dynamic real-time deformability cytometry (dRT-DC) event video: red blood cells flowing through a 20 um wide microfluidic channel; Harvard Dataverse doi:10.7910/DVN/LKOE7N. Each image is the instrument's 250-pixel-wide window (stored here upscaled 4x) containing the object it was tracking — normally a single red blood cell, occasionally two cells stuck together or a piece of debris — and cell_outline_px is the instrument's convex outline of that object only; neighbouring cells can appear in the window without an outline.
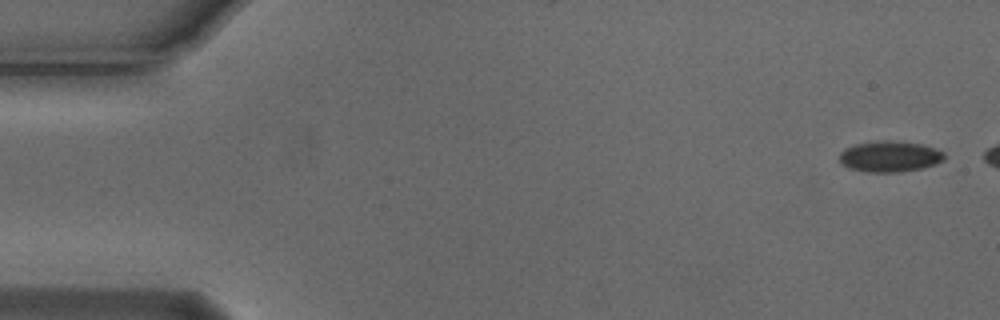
{"species": "Egyptian fruit bat (a non-hibernating species)", "species_latin": "Rousettus aegyptiacus", "temperature_condition": "cold", "stored_images_in_passage": 6, "camera_frame_rate_fps": 3000, "um_per_image_px": 0.085, "animal": {"sex": "male"}, "frame": {"image": 1, "passage_image": 1, "time_ms": 0.0, "image_size_px": [1000, 320], "cell_outline_px": [[944, 160], [936, 164], [920, 168], [896, 172], [868, 172], [848, 168], [840, 164], [840, 152], [844, 148], [856, 144], [880, 140], [888, 140], [920, 144], [936, 148], [944, 152]], "centroid_in_image_um": [75.6, 13.3], "position_along_channel_um": 9.4, "area_um2": 18.9}}
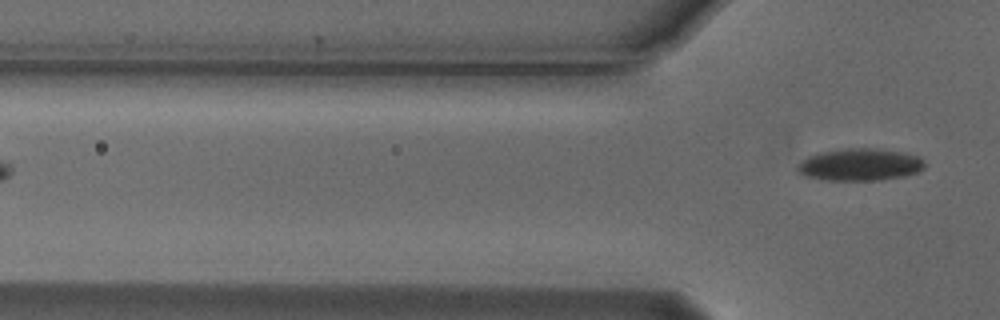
{"frame": {"image": 2, "passage_image": 6, "time_ms": 1.667, "image_size_px": [1000, 320], "cell_outline_px": [[924, 168], [916, 172], [904, 176], [876, 180], [820, 180], [804, 176], [796, 168], [808, 156], [816, 152], [848, 148], [872, 148], [900, 152], [916, 156], [924, 160]], "centroid_in_image_um": [73.05, 13.99], "position_along_channel_um": 52.7, "area_um2": 23.7}}